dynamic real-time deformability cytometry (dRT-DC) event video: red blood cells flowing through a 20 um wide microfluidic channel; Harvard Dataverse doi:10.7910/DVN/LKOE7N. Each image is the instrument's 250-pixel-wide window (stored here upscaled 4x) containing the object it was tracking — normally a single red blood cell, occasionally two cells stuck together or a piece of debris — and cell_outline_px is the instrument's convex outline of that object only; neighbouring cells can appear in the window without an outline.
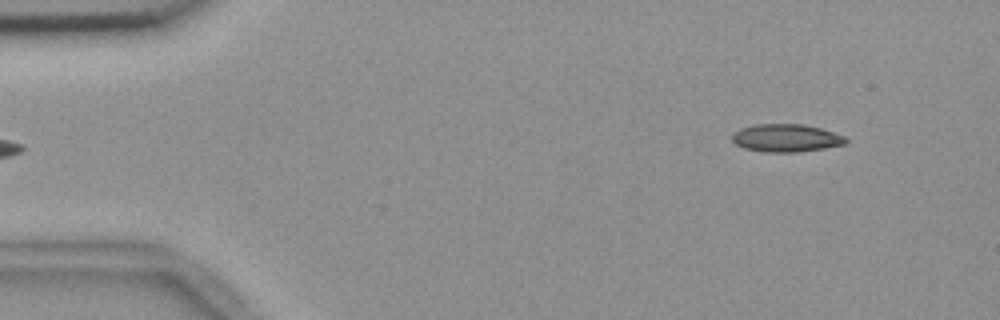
{"species": "common noctule bat (a hibernating species)", "species_latin": "Nyctalus noctula", "temperature_condition": "room temperature", "stored_images_in_passage": 53, "camera_frame_rate_fps": 3000, "um_per_image_px": 0.085, "animal": {"sex": "female", "body_mass_g": 18.4}, "frame": {"image": 1, "passage_image": 3, "time_ms": 0.667, "image_size_px": [1000, 320], "cell_outline_px": [[848, 140], [844, 144], [824, 148], [800, 152], [764, 152], [744, 148], [736, 144], [732, 140], [732, 132], [740, 128], [752, 124], [804, 124], [820, 128], [844, 136]], "centroid_in_image_um": [66.77, 11.72], "position_along_channel_um": 18.2, "area_um2": 18.5}}
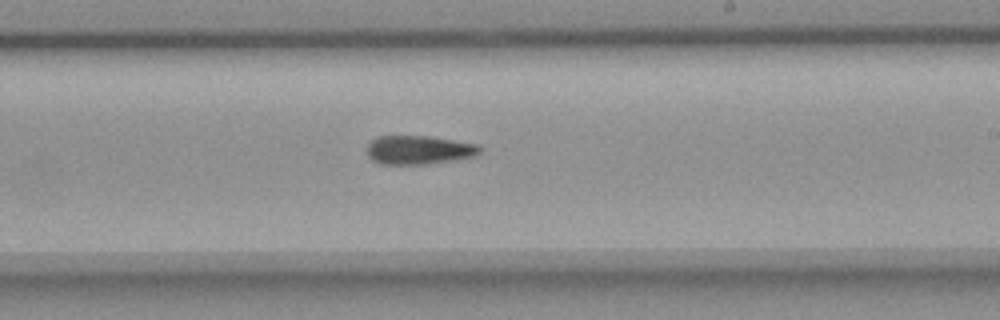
{"frame": {"image": 2, "passage_image": 30, "time_ms": 9.667, "image_size_px": [1000, 320], "cell_outline_px": [[480, 152], [472, 156], [452, 160], [428, 164], [380, 164], [372, 160], [368, 156], [368, 144], [376, 136], [428, 136], [476, 144], [480, 148]], "centroid_in_image_um": [35.54, 12.74], "position_along_channel_um": 253.5, "area_um2": 18.67}}
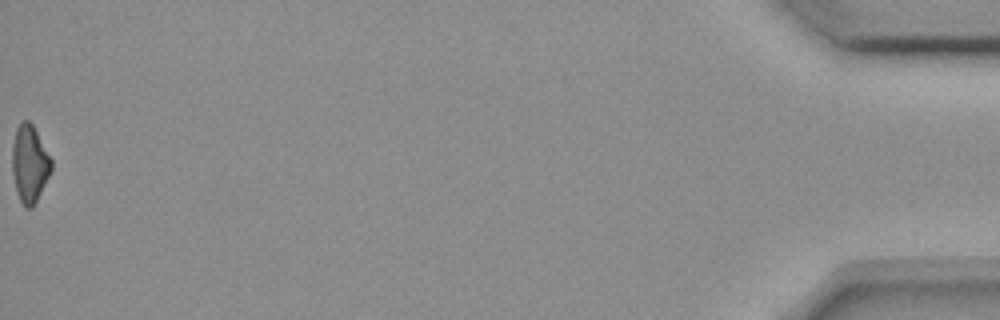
{"frame": {"image": 3, "passage_image": 53, "time_ms": 17.333, "image_size_px": [1000, 320], "cell_outline_px": [[52, 172], [32, 208], [24, 208], [16, 192], [12, 172], [12, 144], [16, 128], [24, 120], [28, 120], [32, 124], [52, 160]], "centroid_in_image_um": [2.51, 13.95], "position_along_channel_um": 432.7, "area_um2": 17.69}}